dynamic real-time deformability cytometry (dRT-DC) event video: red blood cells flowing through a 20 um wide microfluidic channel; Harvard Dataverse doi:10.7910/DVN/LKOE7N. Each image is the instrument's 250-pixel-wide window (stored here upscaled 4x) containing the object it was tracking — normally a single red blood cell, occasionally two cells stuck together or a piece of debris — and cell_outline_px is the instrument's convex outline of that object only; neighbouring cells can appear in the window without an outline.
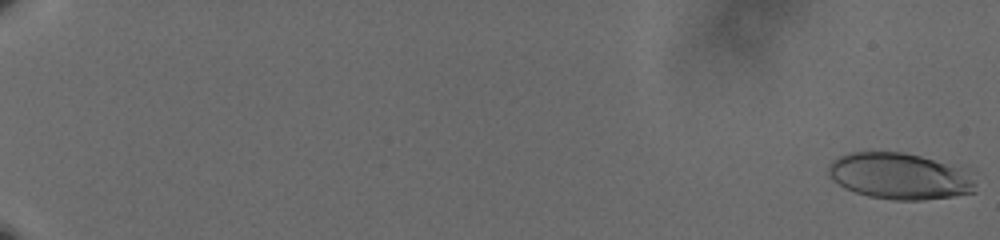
{"species": "human", "species_latin": "Homo sapiens", "temperature_condition": "cold", "stored_images_in_passage": 61, "camera_frame_rate_fps": 3000, "um_per_image_px": 0.085, "donor": {"sex": "male"}, "frame": {"image": 1, "passage_image": 1, "time_ms": 0.0, "image_size_px": [1000, 240], "cell_outline_px": [[976, 192], [952, 196], [920, 200], [896, 200], [868, 196], [844, 188], [832, 180], [828, 176], [828, 164], [832, 160], [848, 152], [904, 152], [968, 164], [976, 168]], "centroid_in_image_um": [76.67, 14.93], "position_along_channel_um": 8.3, "area_um2": 41.67}}
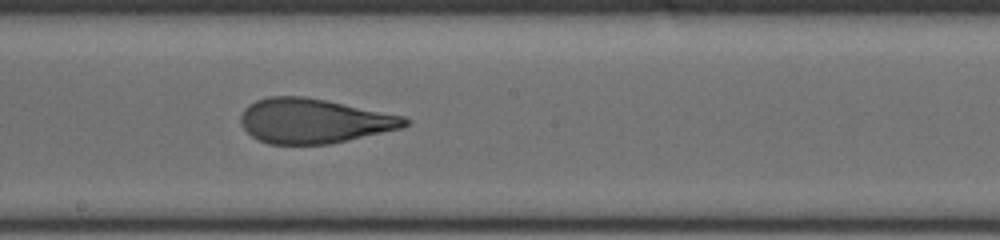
{"frame": {"image": 2, "passage_image": 38, "time_ms": 12.333, "image_size_px": [1000, 240], "cell_outline_px": [[408, 124], [404, 128], [348, 140], [328, 144], [268, 144], [252, 136], [240, 124], [240, 116], [244, 108], [248, 104], [256, 100], [268, 96], [304, 96], [404, 116], [408, 120]], "centroid_in_image_um": [26.65, 10.28], "position_along_channel_um": 221.6, "area_um2": 42.6}}
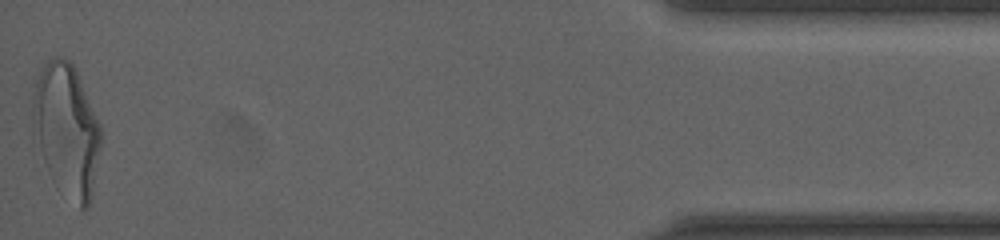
{"frame": {"image": 3, "passage_image": 61, "time_ms": 20.0, "image_size_px": [1000, 240], "cell_outline_px": [[100, 148], [92, 196], [88, 208], [80, 208], [52, 180], [48, 172], [32, 136], [32, 96], [36, 80], [44, 64], [48, 60], [56, 56], [60, 56], [68, 60], [72, 64], [80, 80], [100, 124]], "centroid_in_image_um": [5.62, 11.04], "position_along_channel_um": 429.6, "area_um2": 52.42}, "authors_computed_cell_mechanics": {"area_um2": 42.4252, "velocity_mm_per_s": 3.6341, "shape_relaxation_time_tau1_ms": 4.8441, "shape_relaxation_time_tau2_ms": 1.1295, "deformation_change_tau1": 0.1979, "deformation_change_tau2": 0.0999}}